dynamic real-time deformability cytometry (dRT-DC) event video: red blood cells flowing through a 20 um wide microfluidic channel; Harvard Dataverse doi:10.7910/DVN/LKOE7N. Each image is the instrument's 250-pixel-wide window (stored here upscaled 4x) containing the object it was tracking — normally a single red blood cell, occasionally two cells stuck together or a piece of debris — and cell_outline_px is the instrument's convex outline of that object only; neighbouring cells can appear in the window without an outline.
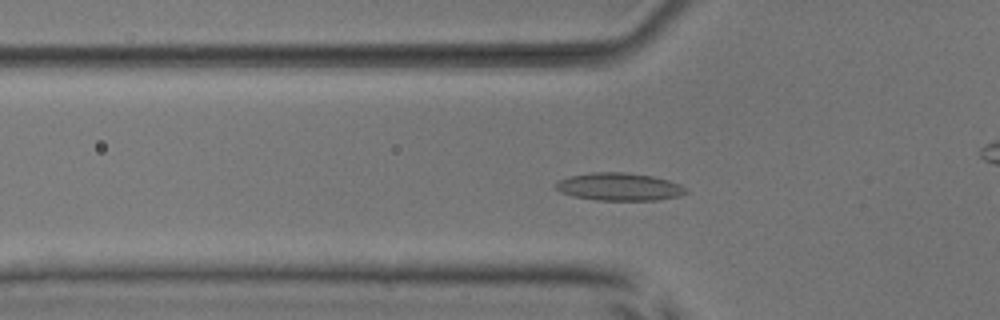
{"species": "common noctule bat (a hibernating species)", "species_latin": "Nyctalus noctula", "temperature_condition": "room temperature", "stored_images_in_passage": 52, "camera_frame_rate_fps": 3000, "um_per_image_px": 0.085, "animal": {"sex": "male", "body_mass_g": 17.9, "forearm_length_mm": 54.2}, "frame": {"image": 1, "passage_image": 17, "time_ms": 5.333, "image_size_px": [1000, 320], "cell_outline_px": [[688, 192], [680, 196], [656, 200], [596, 200], [572, 196], [560, 192], [552, 184], [568, 176], [592, 172], [624, 172], [652, 176], [668, 180], [680, 184], [688, 188]], "centroid_in_image_um": [52.63, 15.87], "position_along_channel_um": 73.2, "area_um2": 21.21}}
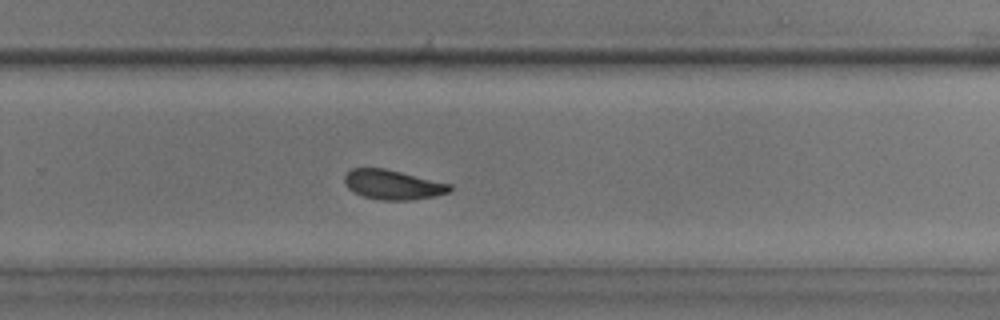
{"frame": {"image": 2, "passage_image": 34, "time_ms": 11.0, "image_size_px": [1000, 320], "cell_outline_px": [[452, 188], [448, 192], [432, 196], [412, 200], [380, 200], [364, 196], [352, 192], [344, 184], [344, 176], [352, 168], [384, 168], [452, 184]], "centroid_in_image_um": [33.35, 15.7], "position_along_channel_um": 296.4, "area_um2": 18.09}}
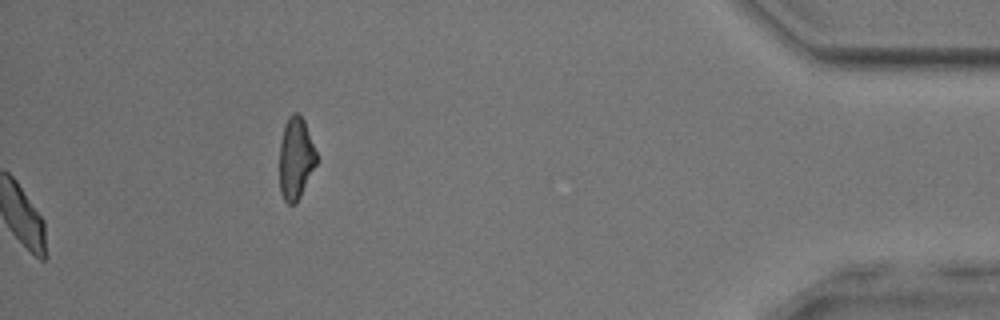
{"frame": {"image": 3, "passage_image": 52, "time_ms": 17.0, "image_size_px": [1000, 320], "cell_outline_px": [[316, 164], [296, 204], [288, 204], [284, 200], [280, 192], [280, 144], [284, 124], [288, 116], [292, 112], [300, 112], [304, 120], [316, 152]], "centroid_in_image_um": [25.12, 13.43], "position_along_channel_um": 410.1, "area_um2": 17.63}, "authors_computed_cell_mechanics": {"area_um2": 18.6694, "velocity_mm_per_s": 3.9454, "shape_relaxation_time_tau1_ms": 4.8958, "shape_relaxation_time_tau2_ms": 2.0432, "deformation_change_tau1": 0.1106, "deformation_change_tau2": 0.0665}}